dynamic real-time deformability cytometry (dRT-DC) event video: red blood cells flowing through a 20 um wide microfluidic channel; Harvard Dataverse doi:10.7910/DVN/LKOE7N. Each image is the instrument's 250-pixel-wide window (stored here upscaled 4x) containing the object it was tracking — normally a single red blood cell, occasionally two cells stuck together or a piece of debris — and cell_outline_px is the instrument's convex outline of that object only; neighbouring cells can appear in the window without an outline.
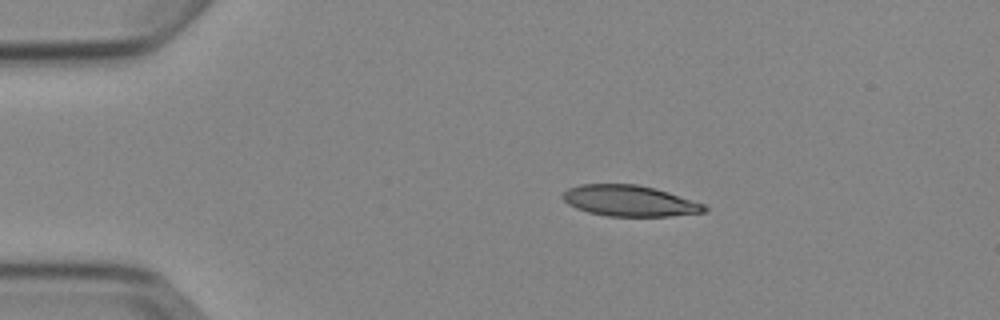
{"species": "Egyptian fruit bat (a non-hibernating species)", "species_latin": "Rousettus aegyptiacus", "temperature_condition": "cold", "stored_images_in_passage": 3, "camera_frame_rate_fps": 3000, "um_per_image_px": 0.085, "animal": {"sex": "female"}, "frame": {"image": 1, "passage_image": 2, "time_ms": 1.333, "image_size_px": [1000, 320], "cell_outline_px": [[708, 208], [704, 212], [672, 216], [608, 216], [588, 212], [576, 208], [568, 204], [560, 196], [568, 188], [580, 184], [636, 184], [656, 188], [704, 204]], "centroid_in_image_um": [53.49, 17.07], "position_along_channel_um": 31.5, "area_um2": 25.55}}